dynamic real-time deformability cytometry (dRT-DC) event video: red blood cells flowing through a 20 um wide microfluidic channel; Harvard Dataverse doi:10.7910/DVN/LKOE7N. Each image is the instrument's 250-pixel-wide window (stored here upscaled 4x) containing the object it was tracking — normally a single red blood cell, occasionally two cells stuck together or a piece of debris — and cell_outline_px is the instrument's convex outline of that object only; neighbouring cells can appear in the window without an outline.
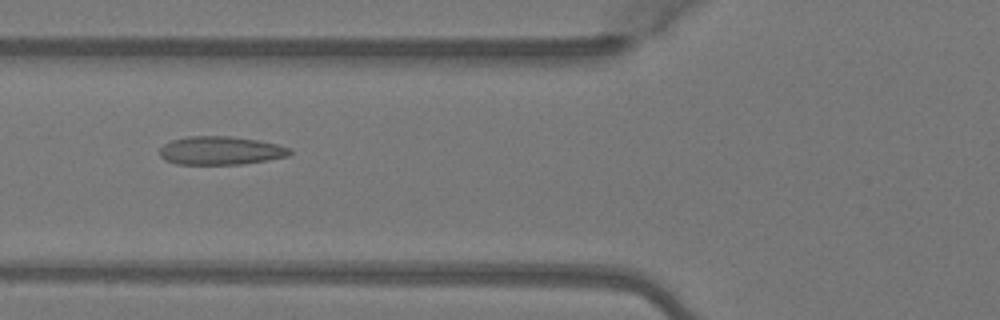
{"species": "Egyptian fruit bat (a non-hibernating species)", "species_latin": "Rousettus aegyptiacus", "temperature_condition": "warm", "stored_images_in_passage": 4, "camera_frame_rate_fps": 3000, "um_per_image_px": 0.085, "animal": {"sex": "female"}, "frame": {"image": 1, "passage_image": 4, "time_ms": 1.0, "image_size_px": [1000, 320], "cell_outline_px": [[292, 152], [288, 156], [268, 160], [240, 164], [176, 164], [164, 160], [160, 156], [160, 148], [164, 144], [172, 140], [188, 136], [228, 136], [256, 140], [276, 144], [292, 148]], "centroid_in_image_um": [18.74, 12.8], "position_along_channel_um": 107.1, "area_um2": 21.5}}